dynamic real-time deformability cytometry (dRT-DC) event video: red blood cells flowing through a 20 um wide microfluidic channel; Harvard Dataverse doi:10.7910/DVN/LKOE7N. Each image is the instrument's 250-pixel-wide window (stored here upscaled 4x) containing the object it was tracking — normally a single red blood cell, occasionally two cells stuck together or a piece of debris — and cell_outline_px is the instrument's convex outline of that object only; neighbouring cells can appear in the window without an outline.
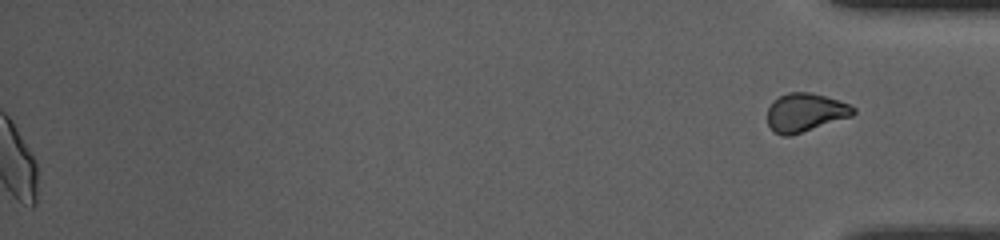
{"species": "common noctule bat (a hibernating species)", "species_latin": "Nyctalus noctula", "temperature_condition": "room temperature", "stored_images_in_passage": 52, "segment_of_instrument_passage": [2, 2], "camera_frame_rate_fps": 3000, "um_per_image_px": 0.085, "animal": {"sex": "female", "body_mass_g": 10.0, "forearm_length_mm": 53.1}, "frame": {"image": 1, "passage_image": 52, "time_ms": 17.0, "image_size_px": [1000, 240], "cell_outline_px": [[856, 112], [852, 116], [792, 136], [784, 136], [772, 132], [768, 124], [768, 108], [772, 100], [788, 92], [812, 92], [848, 104], [856, 108]], "centroid_in_image_um": [68.42, 9.57], "position_along_channel_um": 366.8, "area_um2": 19.42}}